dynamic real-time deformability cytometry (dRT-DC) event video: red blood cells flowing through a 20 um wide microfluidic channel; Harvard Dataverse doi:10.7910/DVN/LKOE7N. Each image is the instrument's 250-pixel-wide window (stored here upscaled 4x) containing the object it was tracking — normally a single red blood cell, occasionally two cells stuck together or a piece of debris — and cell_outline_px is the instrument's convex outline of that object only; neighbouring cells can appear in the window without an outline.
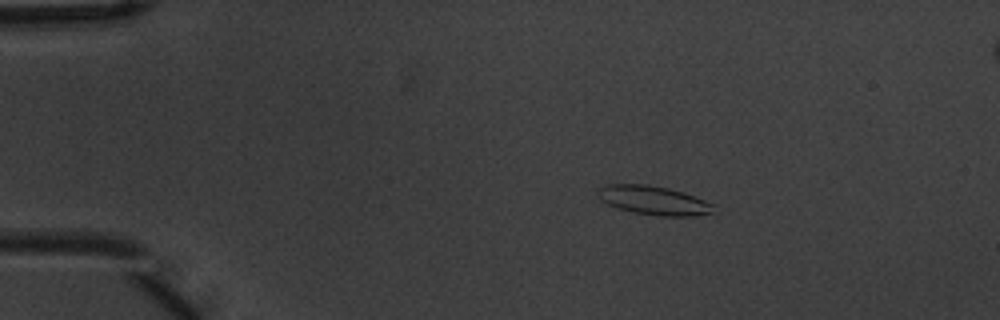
{"species": "common noctule bat (a hibernating species)", "species_latin": "Nyctalus noctula", "temperature_condition": "warm", "stored_images_in_passage": 5, "camera_frame_rate_fps": 3000, "um_per_image_px": 0.085, "animal": {"sex": "male", "body_mass_g": 20.1, "forearm_length_mm": 53.5}, "frame": {"image": 1, "passage_image": 2, "time_ms": 0.333, "image_size_px": [1000, 320], "cell_outline_px": [[716, 204], [712, 212], [692, 216], [660, 216], [636, 212], [620, 208], [608, 204], [600, 200], [596, 192], [600, 188], [608, 184], [648, 184], [668, 188], [684, 192]], "centroid_in_image_um": [55.58, 17.02], "position_along_channel_um": 29.4, "area_um2": 19.42}}